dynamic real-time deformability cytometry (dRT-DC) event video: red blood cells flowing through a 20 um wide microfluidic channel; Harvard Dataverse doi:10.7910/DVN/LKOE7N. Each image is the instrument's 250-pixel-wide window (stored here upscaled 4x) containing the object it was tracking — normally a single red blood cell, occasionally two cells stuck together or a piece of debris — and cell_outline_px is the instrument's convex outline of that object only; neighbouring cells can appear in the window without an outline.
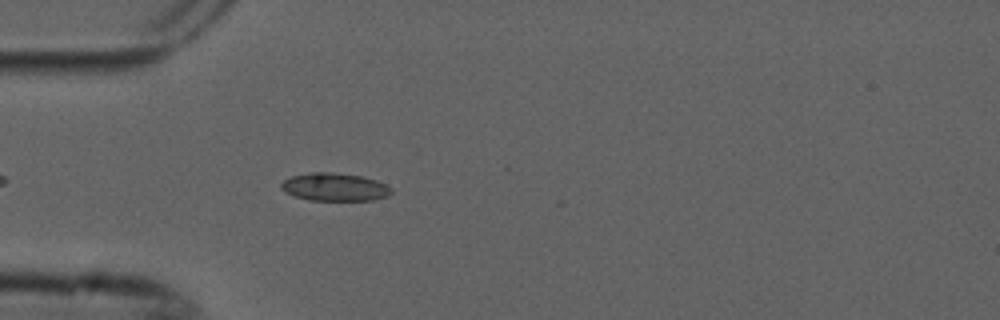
{"species": "common noctule bat (a hibernating species)", "species_latin": "Nyctalus noctula", "temperature_condition": "cold", "stored_images_in_passage": 5, "camera_frame_rate_fps": 3000, "um_per_image_px": 0.085, "animal": {"sex": "male", "forearm_length_mm": 52.5}, "frame": {"image": 1, "passage_image": 5, "time_ms": 1.333, "image_size_px": [1000, 320], "cell_outline_px": [[392, 192], [388, 196], [372, 200], [308, 200], [292, 196], [284, 192], [280, 188], [280, 184], [284, 180], [292, 176], [308, 172], [332, 172], [364, 176], [376, 180], [392, 188]], "centroid_in_image_um": [28.41, 15.89], "position_along_channel_um": 56.6, "area_um2": 18.15}}